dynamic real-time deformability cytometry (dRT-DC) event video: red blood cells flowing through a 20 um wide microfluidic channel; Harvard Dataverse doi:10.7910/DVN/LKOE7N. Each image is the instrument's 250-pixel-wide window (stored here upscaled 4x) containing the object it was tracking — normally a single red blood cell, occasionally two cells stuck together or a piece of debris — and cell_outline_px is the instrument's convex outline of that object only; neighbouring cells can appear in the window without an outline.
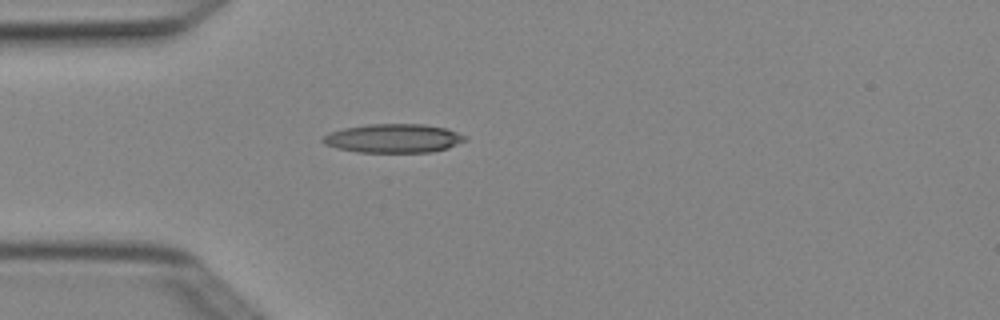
{"species": "Egyptian fruit bat (a non-hibernating species)", "species_latin": "Rousettus aegyptiacus", "temperature_condition": "cold", "stored_images_in_passage": 3, "camera_frame_rate_fps": 3000, "um_per_image_px": 0.085, "animal": {"sex": "female"}, "frame": {"image": 1, "passage_image": 3, "time_ms": 0.667, "image_size_px": [1000, 320], "cell_outline_px": [[468, 140], [448, 148], [432, 152], [356, 152], [336, 148], [324, 144], [320, 140], [328, 132], [344, 128], [368, 124], [424, 124], [444, 128], [468, 136]], "centroid_in_image_um": [33.44, 11.76], "position_along_channel_um": 51.6, "area_um2": 24.04}}